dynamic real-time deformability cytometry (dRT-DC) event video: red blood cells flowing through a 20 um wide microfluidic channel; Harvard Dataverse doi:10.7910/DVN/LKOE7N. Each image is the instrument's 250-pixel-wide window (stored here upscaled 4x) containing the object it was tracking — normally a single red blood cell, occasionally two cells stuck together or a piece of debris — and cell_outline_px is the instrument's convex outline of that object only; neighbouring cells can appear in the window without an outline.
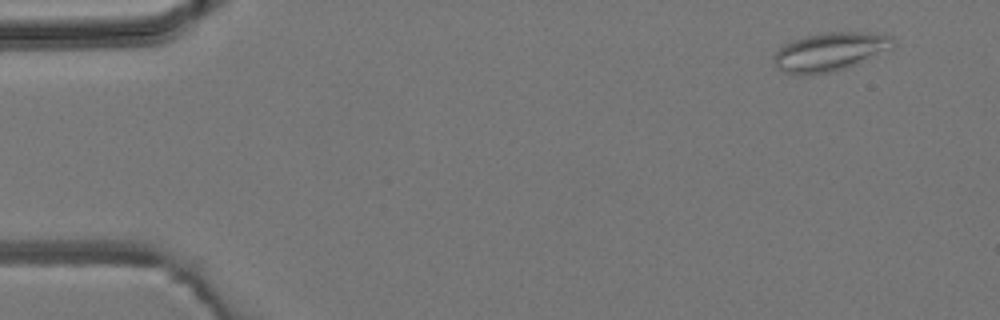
{"species": "common noctule bat (a hibernating species)", "species_latin": "Nyctalus noctula", "temperature_condition": "room temperature", "stored_images_in_passage": 5, "camera_frame_rate_fps": 3000, "um_per_image_px": 0.085, "animal": {"sex": "male", "body_mass_g": 19.2, "forearm_length_mm": 51.8}, "frame": {"image": 1, "passage_image": 1, "time_ms": 0.0, "image_size_px": [1000, 320], "cell_outline_px": [[896, 44], [892, 48], [856, 64], [832, 72], [808, 76], [800, 76], [784, 72], [776, 68], [772, 60], [772, 56], [784, 44], [792, 40], [804, 36], [820, 32], [864, 32], [892, 36], [896, 40]], "centroid_in_image_um": [70.5, 4.41], "position_along_channel_um": 14.5, "area_um2": 27.22}}